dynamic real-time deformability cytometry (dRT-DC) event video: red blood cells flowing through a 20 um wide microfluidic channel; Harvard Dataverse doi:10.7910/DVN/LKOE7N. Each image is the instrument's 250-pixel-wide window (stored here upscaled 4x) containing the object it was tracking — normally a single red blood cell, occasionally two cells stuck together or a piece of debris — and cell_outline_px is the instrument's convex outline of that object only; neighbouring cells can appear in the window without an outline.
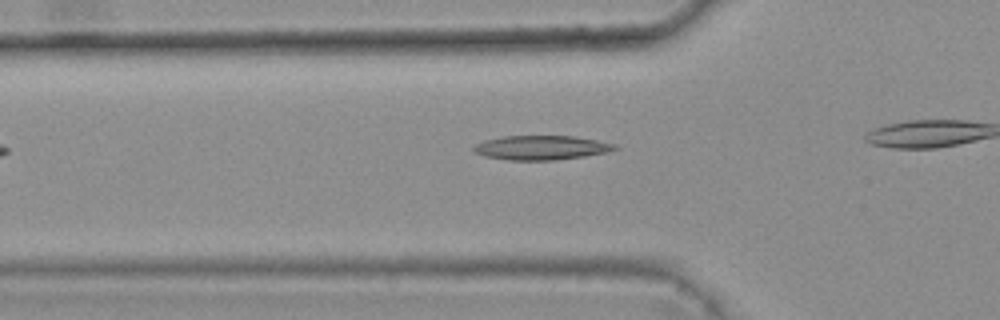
{"species": "common noctule bat (a hibernating species)", "species_latin": "Nyctalus noctula", "temperature_condition": "warm", "stored_images_in_passage": 6, "camera_frame_rate_fps": 3000, "um_per_image_px": 0.085, "animal": {"sex": "female", "body_mass_g": 25.1}, "frame": {"image": 1, "passage_image": 4, "time_ms": 1.0, "image_size_px": [1000, 320], "cell_outline_px": [[620, 148], [608, 152], [584, 156], [556, 160], [508, 160], [484, 156], [472, 152], [472, 148], [476, 144], [484, 140], [504, 136], [572, 136], [596, 140], [616, 144]], "centroid_in_image_um": [45.99, 12.55], "position_along_channel_um": 79.8, "area_um2": 20.06}}